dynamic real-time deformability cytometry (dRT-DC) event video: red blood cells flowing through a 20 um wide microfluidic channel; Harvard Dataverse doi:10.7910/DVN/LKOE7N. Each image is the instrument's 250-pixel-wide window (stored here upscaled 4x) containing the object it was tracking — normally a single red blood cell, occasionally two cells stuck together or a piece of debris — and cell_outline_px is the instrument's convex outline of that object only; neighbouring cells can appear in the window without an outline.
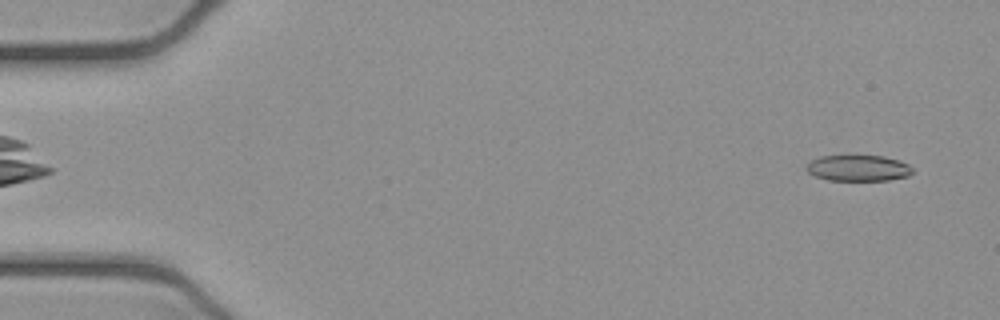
{"species": "common noctule bat (a hibernating species)", "species_latin": "Nyctalus noctula", "temperature_condition": "cold", "stored_images_in_passage": 51, "camera_frame_rate_fps": 3000, "um_per_image_px": 0.085, "animal": {"sex": "female", "body_mass_g": 21.9}, "frame": {"image": 1, "passage_image": 2, "time_ms": 0.333, "image_size_px": [1000, 320], "cell_outline_px": [[912, 172], [908, 176], [888, 180], [828, 180], [816, 176], [808, 172], [804, 168], [812, 160], [820, 156], [884, 156], [900, 160], [908, 164], [912, 168]], "centroid_in_image_um": [72.96, 14.28], "position_along_channel_um": 12.0, "area_um2": 16.01}}
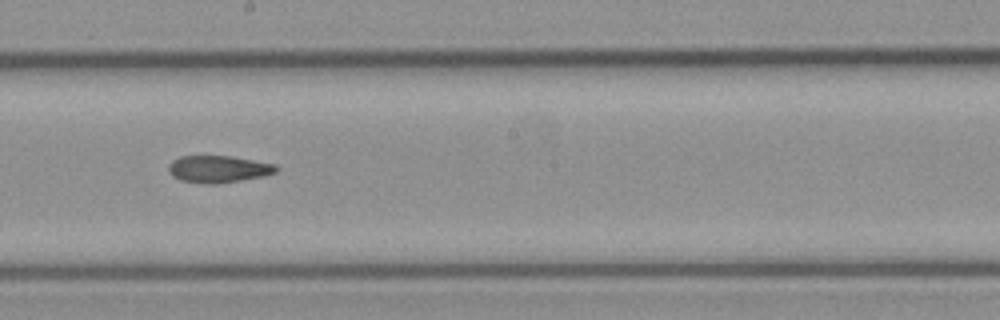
{"frame": {"image": 2, "passage_image": 28, "time_ms": 9.0, "image_size_px": [1000, 320], "cell_outline_px": [[280, 168], [276, 172], [264, 176], [216, 184], [208, 184], [180, 180], [172, 176], [168, 172], [168, 168], [172, 160], [180, 156], [232, 156], [276, 164]], "centroid_in_image_um": [18.57, 14.36], "position_along_channel_um": 229.6, "area_um2": 17.05}}
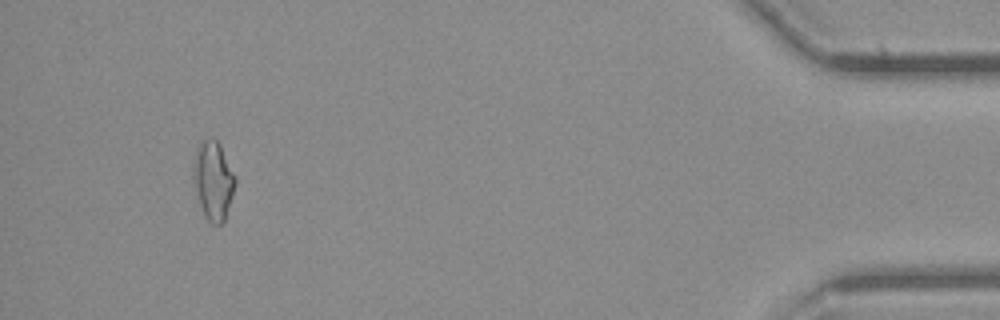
{"frame": {"image": 3, "passage_image": 48, "time_ms": 15.667, "image_size_px": [1000, 320], "cell_outline_px": [[236, 184], [224, 220], [220, 224], [212, 224], [208, 220], [200, 204], [196, 184], [196, 148], [200, 140], [212, 136], [220, 144], [236, 180]], "centroid_in_image_um": [18.17, 15.3], "position_along_channel_um": 417.0, "area_um2": 18.21}}